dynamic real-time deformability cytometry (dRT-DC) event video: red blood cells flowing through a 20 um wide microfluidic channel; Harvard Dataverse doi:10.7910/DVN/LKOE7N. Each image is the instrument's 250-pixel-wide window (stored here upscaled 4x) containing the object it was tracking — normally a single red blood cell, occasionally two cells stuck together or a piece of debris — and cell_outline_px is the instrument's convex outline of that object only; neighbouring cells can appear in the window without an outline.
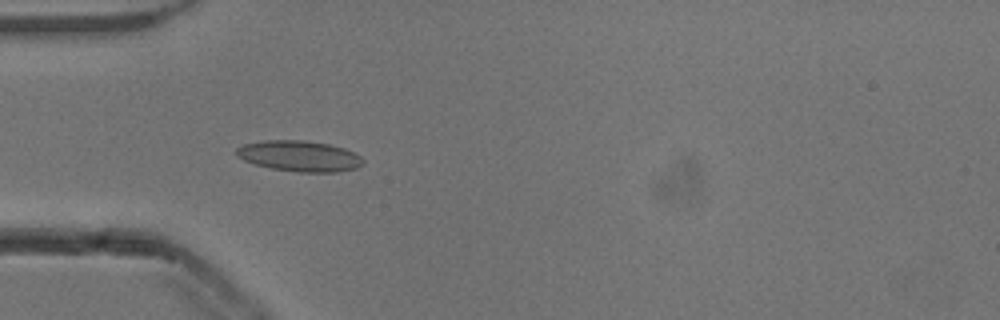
{"species": "common noctule bat (a hibernating species)", "species_latin": "Nyctalus noctula", "temperature_condition": "cold", "stored_images_in_passage": 53, "camera_frame_rate_fps": 3000, "um_per_image_px": 0.085, "animal": {"sex": "male", "body_mass_g": 13.3}, "frame": {"image": 1, "passage_image": 16, "time_ms": 5.0, "image_size_px": [1000, 320], "cell_outline_px": [[364, 164], [356, 168], [336, 172], [296, 172], [272, 168], [256, 164], [244, 160], [236, 156], [236, 148], [244, 144], [264, 140], [304, 140], [328, 144], [344, 148], [360, 156], [364, 160]], "centroid_in_image_um": [25.45, 13.26], "position_along_channel_um": 59.5, "area_um2": 22.66}}
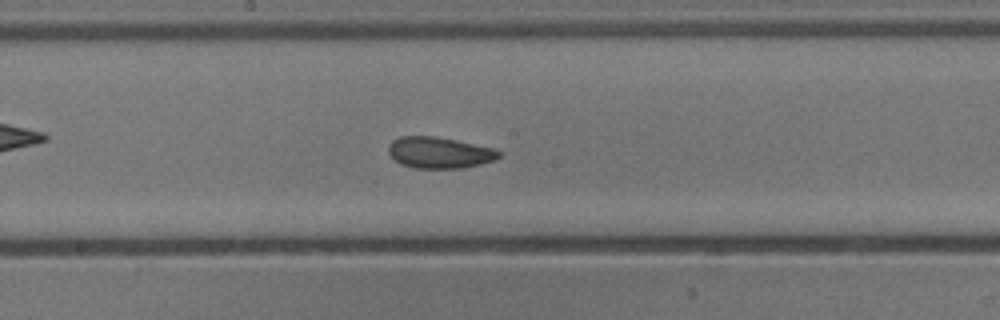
{"frame": {"image": 2, "passage_image": 28, "time_ms": 9.0, "image_size_px": [1000, 320], "cell_outline_px": [[500, 156], [496, 160], [464, 168], [412, 168], [400, 164], [392, 160], [388, 152], [388, 144], [392, 140], [400, 136], [432, 136], [456, 140], [496, 148], [500, 152]], "centroid_in_image_um": [37.32, 12.98], "position_along_channel_um": 210.9, "area_um2": 20.46}}
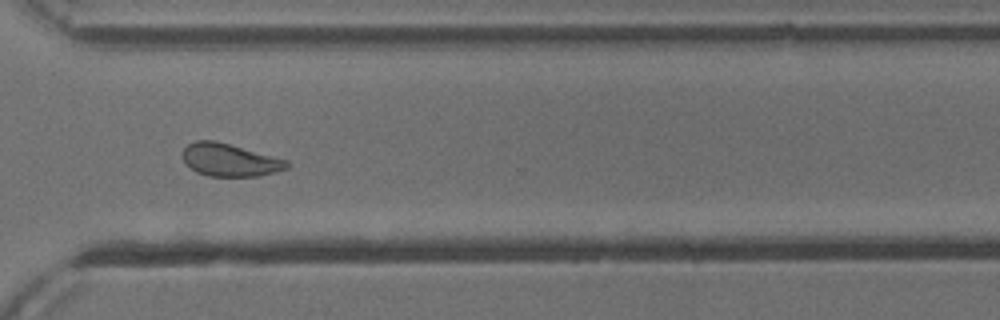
{"frame": {"image": 3, "passage_image": 39, "time_ms": 12.667, "image_size_px": [1000, 320], "cell_outline_px": [[288, 168], [260, 176], [208, 176], [196, 172], [184, 164], [184, 148], [188, 144], [196, 140], [216, 140], [288, 160]], "centroid_in_image_um": [19.52, 13.6], "position_along_channel_um": 351.1, "area_um2": 19.88}, "authors_computed_cell_mechanics": {"area_um2": 20.6924, "velocity_mm_per_s": 3.8339, "shape_relaxation_time_tau1_ms": 5.8928, "shape_relaxation_time_tau2_ms": 2.3763, "deformation_change_tau1": 0.1179, "deformation_change_tau2": 0.0709}}